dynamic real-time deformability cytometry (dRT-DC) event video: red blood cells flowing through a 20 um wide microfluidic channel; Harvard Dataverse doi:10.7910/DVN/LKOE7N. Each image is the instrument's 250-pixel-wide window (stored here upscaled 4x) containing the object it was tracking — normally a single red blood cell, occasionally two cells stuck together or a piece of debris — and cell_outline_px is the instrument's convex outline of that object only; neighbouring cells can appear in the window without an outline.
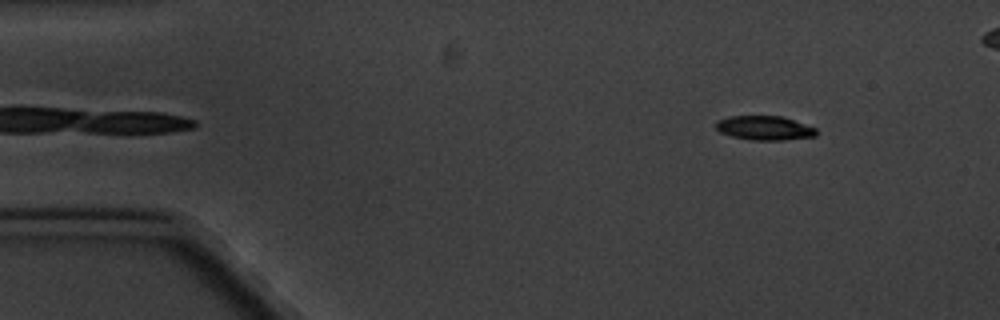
{"species": "common noctule bat (a hibernating species)", "species_latin": "Nyctalus noctula", "temperature_condition": "cold", "stored_images_in_passage": 4, "camera_frame_rate_fps": 3000, "um_per_image_px": 0.085, "animal": {"sex": "male", "body_mass_g": 20.1, "forearm_length_mm": 53.5}, "frame": {"image": 1, "passage_image": 1, "time_ms": 0.0, "image_size_px": [1000, 320], "cell_outline_px": [[816, 136], [784, 140], [752, 140], [732, 136], [720, 132], [716, 128], [716, 120], [728, 116], [780, 116], [816, 128]], "centroid_in_image_um": [64.95, 10.88], "position_along_channel_um": 20.1, "area_um2": 14.05}}